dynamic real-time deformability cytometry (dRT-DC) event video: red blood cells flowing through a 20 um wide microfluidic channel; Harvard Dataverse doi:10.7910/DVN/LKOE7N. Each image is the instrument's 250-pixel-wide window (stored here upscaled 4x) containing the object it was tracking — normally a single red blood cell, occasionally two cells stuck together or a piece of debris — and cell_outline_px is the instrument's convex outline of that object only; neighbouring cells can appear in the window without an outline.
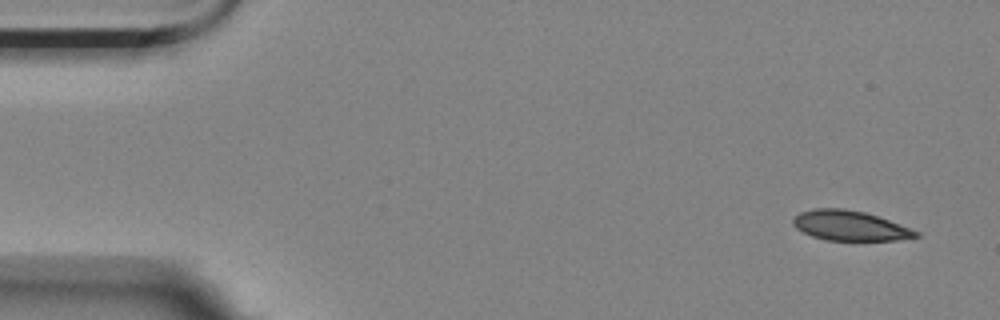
{"species": "Egyptian fruit bat (a non-hibernating species)", "species_latin": "Rousettus aegyptiacus", "temperature_condition": "room temperature", "stored_images_in_passage": 5, "camera_frame_rate_fps": 3000, "um_per_image_px": 0.085, "animal": {"sex": "female"}, "frame": {"image": 1, "passage_image": 1, "time_ms": 0.0, "image_size_px": [1000, 320], "cell_outline_px": [[920, 236], [896, 240], [828, 240], [812, 236], [796, 228], [792, 224], [792, 220], [800, 212], [812, 208], [844, 208], [864, 212], [888, 220], [920, 232]], "centroid_in_image_um": [72.21, 19.17], "position_along_channel_um": 12.8, "area_um2": 21.21}}
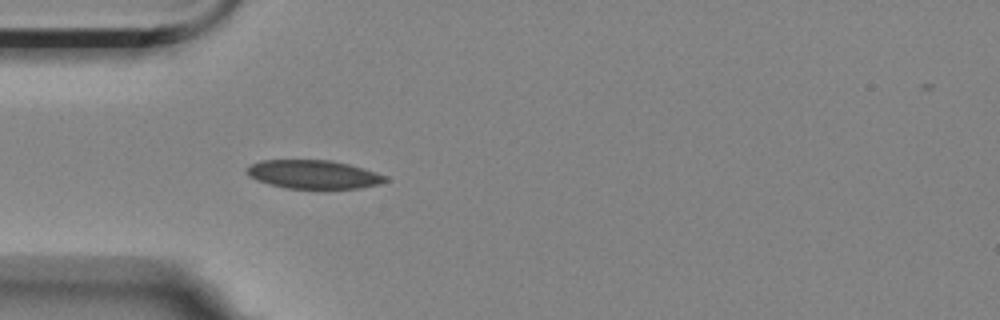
{"frame": {"image": 2, "passage_image": 5, "time_ms": 1.333, "image_size_px": [1000, 320], "cell_outline_px": [[388, 180], [380, 184], [360, 188], [284, 188], [268, 184], [256, 180], [248, 176], [244, 172], [244, 168], [260, 160], [332, 160], [364, 168], [388, 176]], "centroid_in_image_um": [26.61, 14.82], "position_along_channel_um": 58.4, "area_um2": 23.29}}